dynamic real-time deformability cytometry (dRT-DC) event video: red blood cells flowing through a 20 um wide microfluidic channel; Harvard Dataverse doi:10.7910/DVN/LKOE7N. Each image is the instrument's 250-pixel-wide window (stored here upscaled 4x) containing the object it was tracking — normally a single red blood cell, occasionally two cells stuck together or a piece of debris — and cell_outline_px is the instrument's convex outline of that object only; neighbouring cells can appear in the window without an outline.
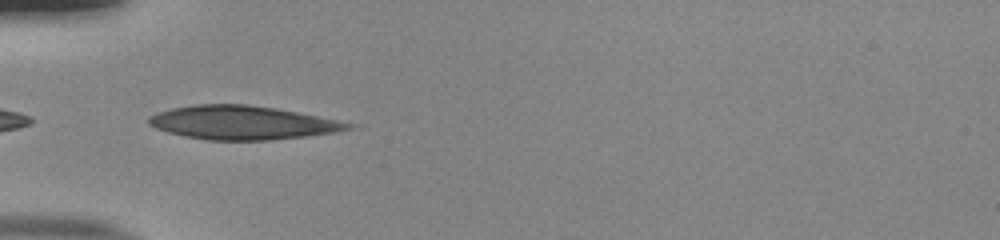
{"species": "human", "species_latin": "Homo sapiens", "temperature_condition": "room temperature", "stored_images_in_passage": 35, "camera_frame_rate_fps": 3000, "um_per_image_px": 0.085, "donor": {"sex": "male"}, "frame": {"image": 1, "passage_image": 1, "time_ms": 0.0, "image_size_px": [1000, 240], "cell_outline_px": [[360, 124], [352, 128], [336, 132], [272, 140], [208, 140], [184, 136], [168, 132], [156, 128], [148, 124], [148, 116], [156, 112], [172, 108], [196, 104], [248, 104], [276, 108]], "centroid_in_image_um": [20.61, 10.42], "position_along_channel_um": 64.4, "area_um2": 39.3}}
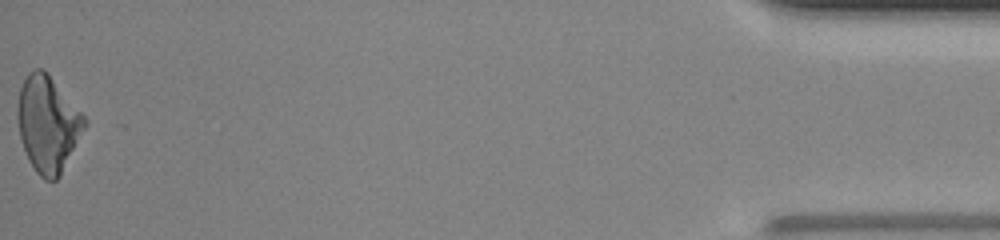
{"frame": {"image": 2, "passage_image": 35, "time_ms": 11.333, "image_size_px": [1000, 240], "cell_outline_px": [[88, 124], [60, 176], [56, 180], [44, 180], [36, 172], [28, 160], [20, 136], [16, 116], [16, 108], [20, 88], [28, 72], [32, 68], [44, 68], [48, 72], [88, 120]], "centroid_in_image_um": [4.07, 10.52], "position_along_channel_um": 431.1, "area_um2": 37.92}, "authors_computed_cell_mechanics": {"area_um2": 37.281, "velocity_mm_per_s": 4.0329, "shape_relaxation_time_tau1_ms": 6.3588, "shape_relaxation_time_tau2_ms": 2.1881, "deformation_change_tau1": 0.1974, "deformation_change_tau2": 0.0952}}